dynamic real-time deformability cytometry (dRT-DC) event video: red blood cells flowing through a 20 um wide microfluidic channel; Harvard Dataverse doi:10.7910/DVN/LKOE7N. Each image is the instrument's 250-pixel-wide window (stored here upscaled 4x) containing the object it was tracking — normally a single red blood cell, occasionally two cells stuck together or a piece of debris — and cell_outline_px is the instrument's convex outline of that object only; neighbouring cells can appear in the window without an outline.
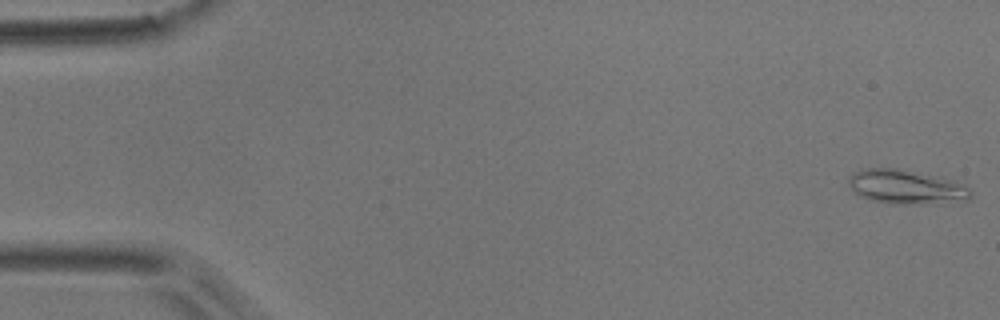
{"species": "common noctule bat (a hibernating species)", "species_latin": "Nyctalus noctula", "temperature_condition": "room temperature", "stored_images_in_passage": 54, "camera_frame_rate_fps": 3000, "um_per_image_px": 0.085, "animal": {"sex": "male", "body_mass_g": 17.9}, "frame": {"image": 1, "passage_image": 1, "time_ms": 0.0, "image_size_px": [1000, 320], "cell_outline_px": [[972, 196], [968, 200], [904, 204], [888, 204], [868, 200], [860, 196], [848, 184], [848, 176], [860, 168], [896, 168], [940, 176], [964, 184], [972, 192]], "centroid_in_image_um": [76.98, 15.87], "position_along_channel_um": 8.0, "area_um2": 24.45}}
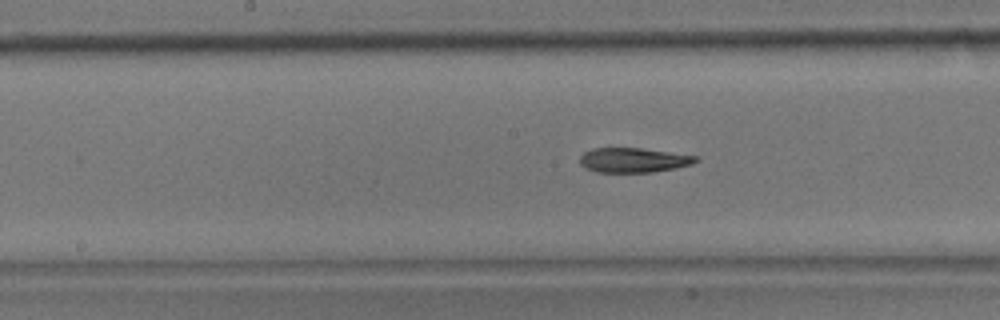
{"frame": {"image": 2, "passage_image": 27, "time_ms": 8.667, "image_size_px": [1000, 320], "cell_outline_px": [[700, 160], [692, 164], [676, 168], [652, 172], [596, 172], [584, 168], [580, 164], [580, 156], [584, 152], [592, 148], [640, 148], [696, 156]], "centroid_in_image_um": [53.81, 13.61], "position_along_channel_um": 194.4, "area_um2": 16.65}}
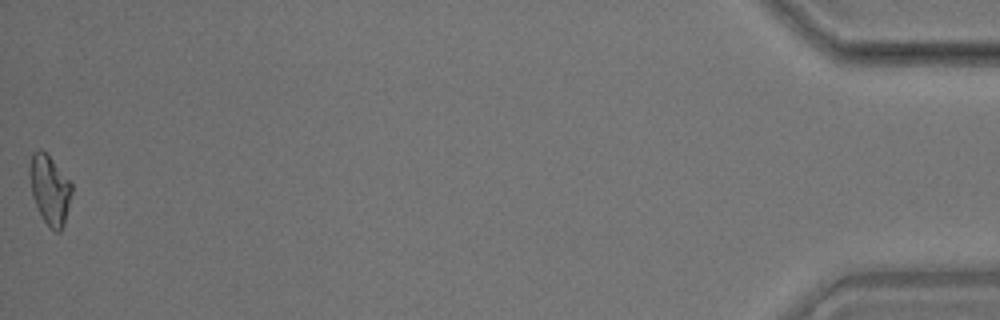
{"frame": {"image": 3, "passage_image": 54, "time_ms": 17.667, "image_size_px": [1000, 320], "cell_outline_px": [[72, 192], [64, 224], [60, 232], [56, 232], [48, 228], [32, 196], [28, 176], [28, 168], [32, 152], [40, 148], [52, 160], [72, 184]], "centroid_in_image_um": [4.2, 16.12], "position_along_channel_um": 431.0, "area_um2": 16.99}, "authors_computed_cell_mechanics": {"area_um2": 17.629, "velocity_mm_per_s": 3.6991, "shape_relaxation_time_tau1_ms": 6.1364, "shape_relaxation_time_tau2_ms": 2.9264, "deformation_change_tau1": 0.1919, "deformation_change_tau2": 0.093}}